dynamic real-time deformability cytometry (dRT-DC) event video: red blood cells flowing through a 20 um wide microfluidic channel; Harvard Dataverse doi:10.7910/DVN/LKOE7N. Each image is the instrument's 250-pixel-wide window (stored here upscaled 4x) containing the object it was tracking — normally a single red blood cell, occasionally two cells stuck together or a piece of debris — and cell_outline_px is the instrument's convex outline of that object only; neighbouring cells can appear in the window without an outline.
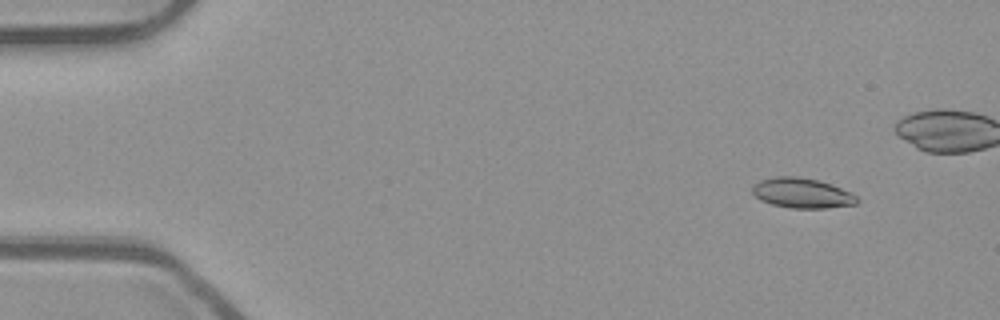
{"species": "common noctule bat (a hibernating species)", "species_latin": "Nyctalus noctula", "temperature_condition": "room temperature", "stored_images_in_passage": 55, "camera_frame_rate_fps": 3000, "um_per_image_px": 0.085, "animal": {"sex": "male", "body_mass_g": 23.1, "forearm_length_mm": 52.7}, "frame": {"image": 1, "passage_image": 6, "time_ms": 1.667, "image_size_px": [1000, 320], "cell_outline_px": [[860, 200], [856, 204], [828, 208], [792, 208], [772, 204], [760, 200], [752, 192], [752, 184], [760, 180], [776, 176], [796, 176], [816, 180], [832, 184], [852, 192]], "centroid_in_image_um": [68.18, 16.41], "position_along_channel_um": 16.8, "area_um2": 18.44}}
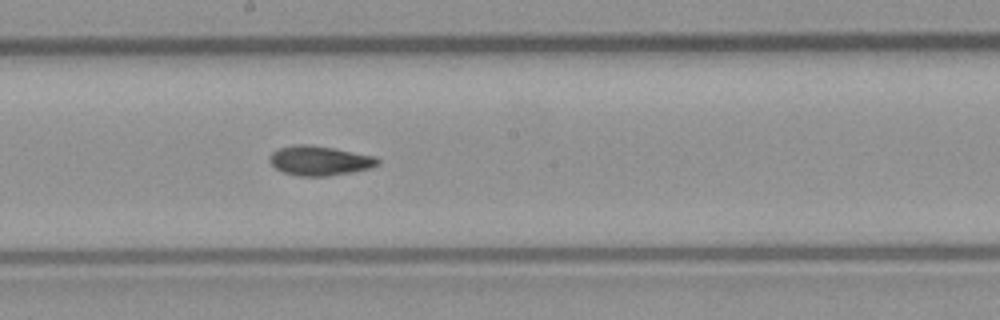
{"frame": {"image": 2, "passage_image": 30, "time_ms": 9.667, "image_size_px": [1000, 320], "cell_outline_px": [[380, 164], [372, 168], [352, 172], [328, 176], [296, 176], [284, 172], [276, 168], [268, 160], [268, 156], [272, 152], [280, 148], [296, 144], [308, 144], [332, 148], [376, 156], [380, 160]], "centroid_in_image_um": [27.18, 13.66], "position_along_channel_um": 221.0, "area_um2": 18.73}}
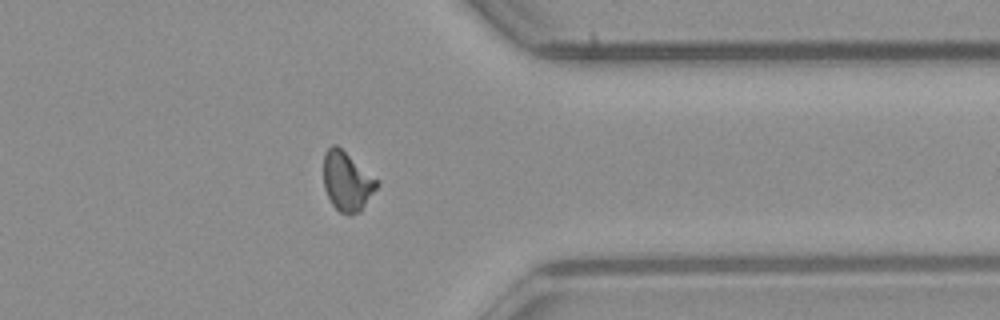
{"frame": {"image": 3, "passage_image": 43, "time_ms": 14.0, "image_size_px": [1000, 320], "cell_outline_px": [[380, 184], [360, 212], [348, 216], [340, 212], [332, 204], [324, 188], [324, 152], [332, 144], [336, 144], [380, 180]], "centroid_in_image_um": [29.52, 15.42], "position_along_channel_um": 381.9, "area_um2": 18.67}, "authors_computed_cell_mechanics": {"area_um2": 18.3226, "velocity_mm_per_s": 3.9269, "shape_relaxation_time_tau1_ms": null, "shape_relaxation_time_tau2_ms": 3.0456, "deformation_change_tau1": null, "deformation_change_tau2": 0.0923}}